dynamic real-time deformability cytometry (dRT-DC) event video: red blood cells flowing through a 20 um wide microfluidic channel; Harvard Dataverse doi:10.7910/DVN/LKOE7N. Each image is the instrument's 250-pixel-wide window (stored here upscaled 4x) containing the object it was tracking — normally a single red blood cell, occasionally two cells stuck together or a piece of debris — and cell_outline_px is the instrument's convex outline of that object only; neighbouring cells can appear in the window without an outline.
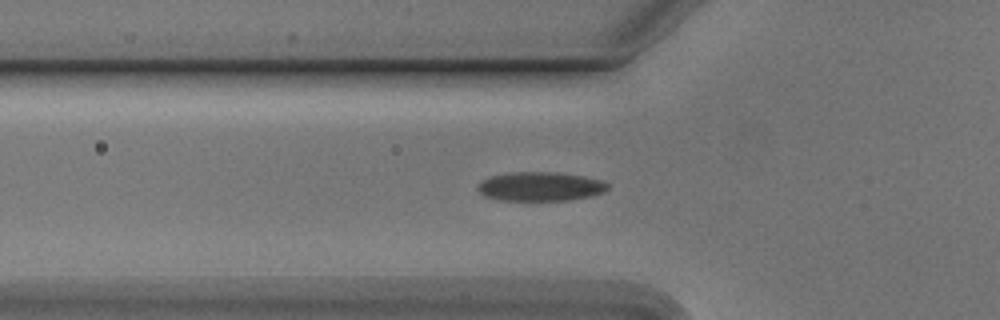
{"species": "Egyptian fruit bat (a non-hibernating species)", "species_latin": "Rousettus aegyptiacus", "temperature_condition": "cold", "stored_images_in_passage": 49, "camera_frame_rate_fps": 3000, "um_per_image_px": 0.085, "animal": {"sex": "male"}, "frame": {"image": 1, "passage_image": 16, "time_ms": 5.0, "image_size_px": [1000, 320], "cell_outline_px": [[608, 188], [604, 192], [592, 196], [568, 200], [504, 200], [484, 196], [476, 188], [480, 180], [492, 176], [512, 172], [556, 172], [584, 176], [604, 180], [608, 184]], "centroid_in_image_um": [45.95, 15.84], "position_along_channel_um": 79.9, "area_um2": 22.08}}
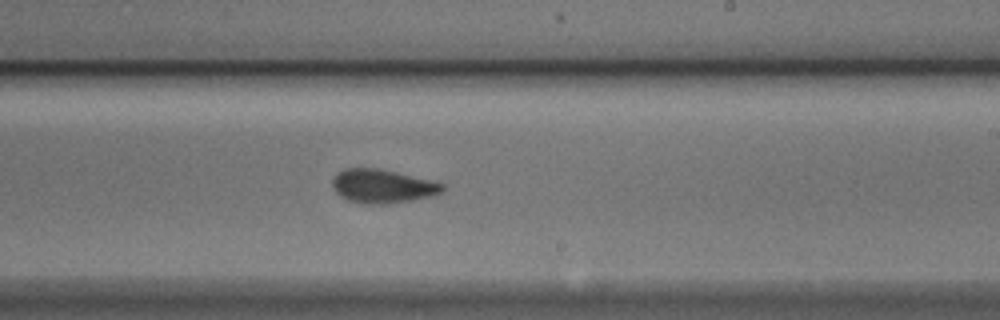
{"frame": {"image": 2, "passage_image": 30, "time_ms": 9.667, "image_size_px": [1000, 320], "cell_outline_px": [[444, 192], [436, 196], [388, 204], [364, 204], [348, 200], [340, 196], [332, 188], [332, 180], [336, 172], [344, 168], [380, 168], [436, 180], [444, 184]], "centroid_in_image_um": [32.56, 15.82], "position_along_channel_um": 256.4, "area_um2": 22.31}}
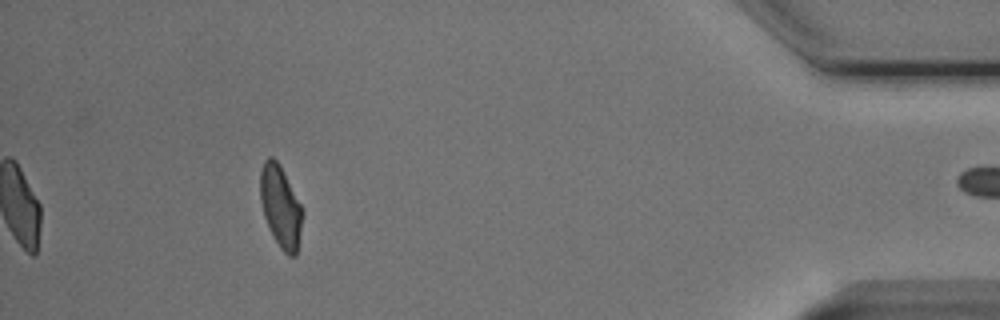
{"frame": {"image": 3, "passage_image": 47, "time_ms": 15.333, "image_size_px": [1000, 320], "cell_outline_px": [[304, 212], [296, 256], [288, 256], [280, 248], [264, 216], [260, 200], [260, 172], [264, 160], [268, 156], [272, 156], [276, 160], [300, 204]], "centroid_in_image_um": [23.84, 17.58], "position_along_channel_um": 411.4, "area_um2": 19.71}, "authors_computed_cell_mechanics": {"area_um2": 21.5016, "velocity_mm_per_s": 3.7773, "shape_relaxation_time_tau1_ms": 3.8218, "shape_relaxation_time_tau2_ms": 2.5913, "deformation_change_tau1": 0.1332, "deformation_change_tau2": 0.0849}}